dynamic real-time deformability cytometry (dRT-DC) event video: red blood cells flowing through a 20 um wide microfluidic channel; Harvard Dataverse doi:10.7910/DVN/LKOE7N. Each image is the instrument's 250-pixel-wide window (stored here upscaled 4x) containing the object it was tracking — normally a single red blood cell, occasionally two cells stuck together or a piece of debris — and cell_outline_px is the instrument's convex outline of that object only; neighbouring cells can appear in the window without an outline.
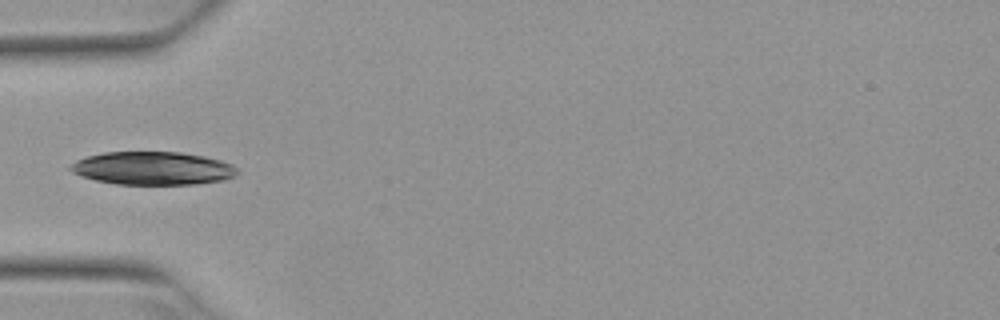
{"species": "Egyptian fruit bat (a non-hibernating species)", "species_latin": "Rousettus aegyptiacus", "temperature_condition": "warm", "stored_images_in_passage": 5, "camera_frame_rate_fps": 3000, "um_per_image_px": 0.085, "animal": {"sex": "female"}, "frame": {"image": 1, "passage_image": 5, "time_ms": 1.333, "image_size_px": [1000, 320], "cell_outline_px": [[240, 172], [236, 176], [224, 180], [196, 184], [116, 184], [96, 180], [72, 172], [68, 168], [76, 160], [88, 156], [104, 152], [180, 152], [204, 156], [220, 160], [232, 164]], "centroid_in_image_um": [13.02, 14.3], "position_along_channel_um": 72.0, "area_um2": 32.19}}